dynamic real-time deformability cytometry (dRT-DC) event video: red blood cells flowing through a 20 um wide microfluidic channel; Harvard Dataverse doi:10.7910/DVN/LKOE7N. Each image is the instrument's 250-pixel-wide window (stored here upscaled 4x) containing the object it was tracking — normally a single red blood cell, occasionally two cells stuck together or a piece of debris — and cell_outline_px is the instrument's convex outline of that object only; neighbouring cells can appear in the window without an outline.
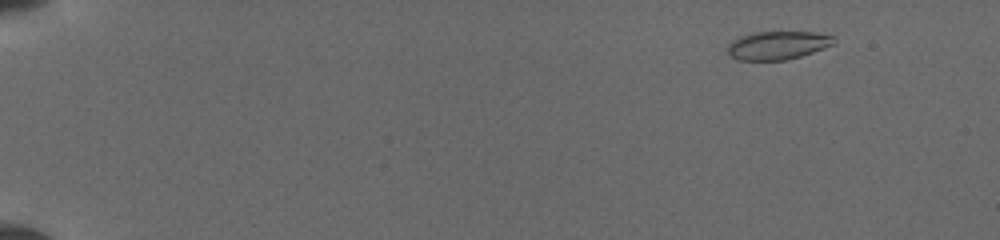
{"species": "common noctule bat (a hibernating species)", "species_latin": "Nyctalus noctula", "temperature_condition": "cold", "stored_images_in_passage": 17, "camera_frame_rate_fps": 3000, "um_per_image_px": 0.085, "animal": {"sex": "female", "body_mass_g": 19.5, "forearm_length_mm": 54.1}, "frame": {"image": 1, "passage_image": 3, "time_ms": 1.0, "image_size_px": [1000, 240], "cell_outline_px": [[836, 44], [800, 56], [784, 60], [736, 60], [728, 52], [728, 44], [740, 36], [756, 32], [812, 32], [832, 36]], "centroid_in_image_um": [66.1, 3.85], "position_along_channel_um": 18.9, "area_um2": 17.34}}
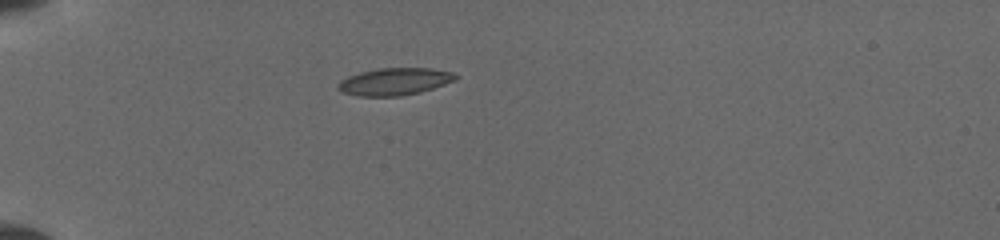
{"frame": {"image": 2, "passage_image": 11, "time_ms": 4.667, "image_size_px": [1000, 240], "cell_outline_px": [[460, 76], [456, 80], [420, 92], [400, 96], [360, 96], [340, 92], [336, 88], [340, 80], [348, 76], [360, 72], [380, 68], [428, 68], [452, 72]], "centroid_in_image_um": [33.52, 6.93], "position_along_channel_um": 51.5, "area_um2": 18.67}}
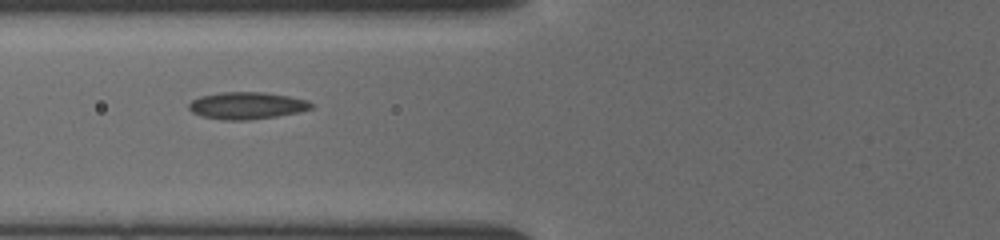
{"frame": {"image": 3, "passage_image": 16, "time_ms": 6.667, "image_size_px": [1000, 240], "cell_outline_px": [[312, 108], [300, 112], [276, 116], [248, 120], [224, 120], [200, 116], [192, 112], [188, 108], [188, 104], [192, 100], [200, 96], [220, 92], [264, 92], [288, 96], [308, 100], [312, 104]], "centroid_in_image_um": [20.95, 8.97], "position_along_channel_um": 104.8, "area_um2": 19.36}}